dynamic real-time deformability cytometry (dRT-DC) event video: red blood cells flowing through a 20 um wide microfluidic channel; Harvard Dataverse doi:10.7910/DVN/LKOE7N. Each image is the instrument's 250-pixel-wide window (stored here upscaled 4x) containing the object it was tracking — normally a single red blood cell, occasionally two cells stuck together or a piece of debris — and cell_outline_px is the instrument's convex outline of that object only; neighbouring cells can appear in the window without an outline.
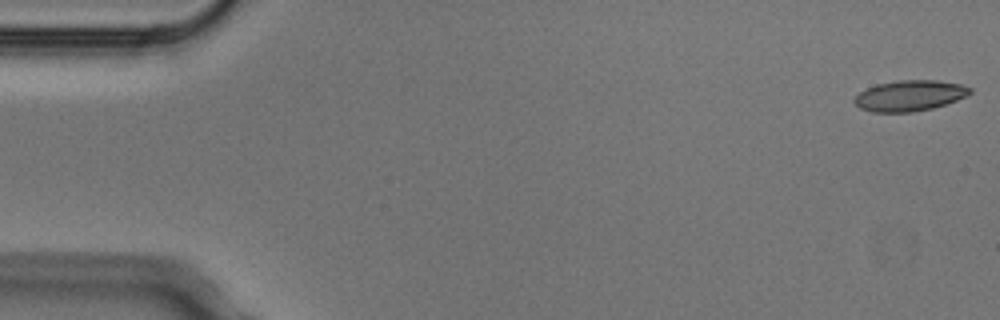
{"species": "Egyptian fruit bat (a non-hibernating species)", "species_latin": "Rousettus aegyptiacus", "temperature_condition": "cold", "stored_images_in_passage": 5, "camera_frame_rate_fps": 3000, "um_per_image_px": 0.085, "animal": {"sex": "male"}, "frame": {"image": 1, "passage_image": 1, "time_ms": 0.0, "image_size_px": [1000, 320], "cell_outline_px": [[972, 92], [968, 96], [932, 108], [912, 112], [872, 112], [860, 108], [852, 100], [860, 92], [876, 84], [900, 80], [936, 80], [960, 84], [972, 88]], "centroid_in_image_um": [77.33, 8.13], "position_along_channel_um": 7.7, "area_um2": 20.63}}